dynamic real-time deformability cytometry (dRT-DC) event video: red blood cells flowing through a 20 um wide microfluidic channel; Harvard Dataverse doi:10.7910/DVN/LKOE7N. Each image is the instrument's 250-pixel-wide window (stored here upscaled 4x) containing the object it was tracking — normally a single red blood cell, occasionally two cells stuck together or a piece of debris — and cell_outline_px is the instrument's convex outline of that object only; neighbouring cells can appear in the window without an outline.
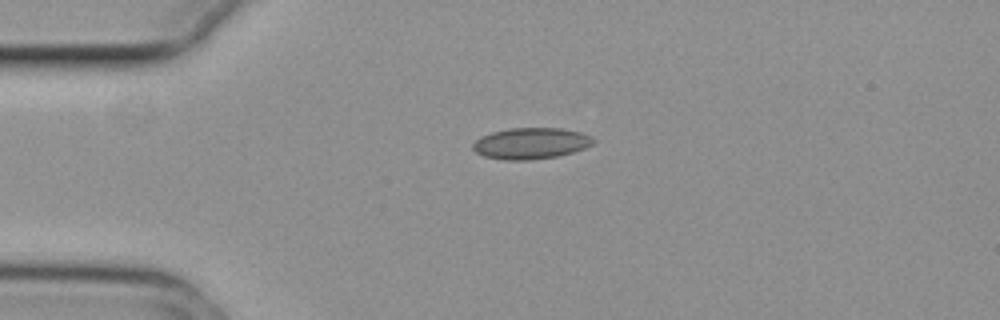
{"species": "common noctule bat (a hibernating species)", "species_latin": "Nyctalus noctula", "temperature_condition": "cold", "stored_images_in_passage": 43, "camera_frame_rate_fps": 3000, "um_per_image_px": 0.085, "animal": {"sex": "female", "body_mass_g": 29.2, "forearm_length_mm": 56.3}, "frame": {"image": 1, "passage_image": 1, "time_ms": 0.0, "image_size_px": [1000, 320], "cell_outline_px": [[596, 140], [592, 144], [584, 148], [560, 156], [528, 160], [504, 160], [484, 156], [476, 152], [472, 148], [472, 144], [480, 136], [492, 132], [508, 128], [560, 128], [580, 132], [592, 136]], "centroid_in_image_um": [45.12, 12.18], "position_along_channel_um": 39.9, "area_um2": 22.02}}
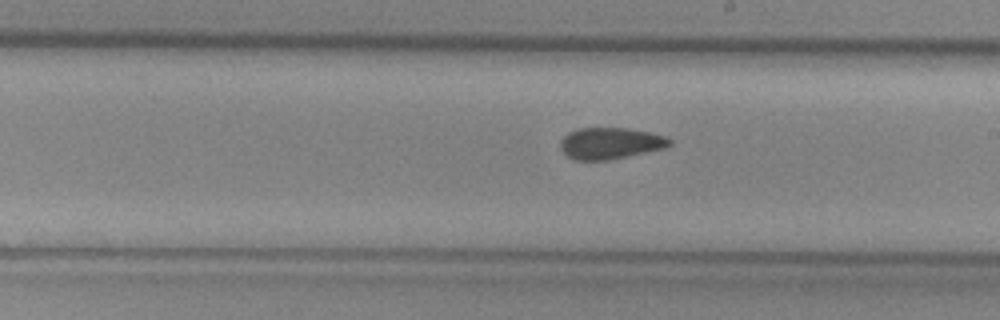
{"frame": {"image": 2, "passage_image": 19, "time_ms": 6.0, "image_size_px": [1000, 320], "cell_outline_px": [[672, 144], [664, 148], [608, 160], [572, 160], [560, 148], [560, 140], [568, 132], [580, 128], [628, 128], [648, 132], [664, 136], [672, 140]], "centroid_in_image_um": [51.85, 12.18], "position_along_channel_um": 237.2, "area_um2": 19.94}}
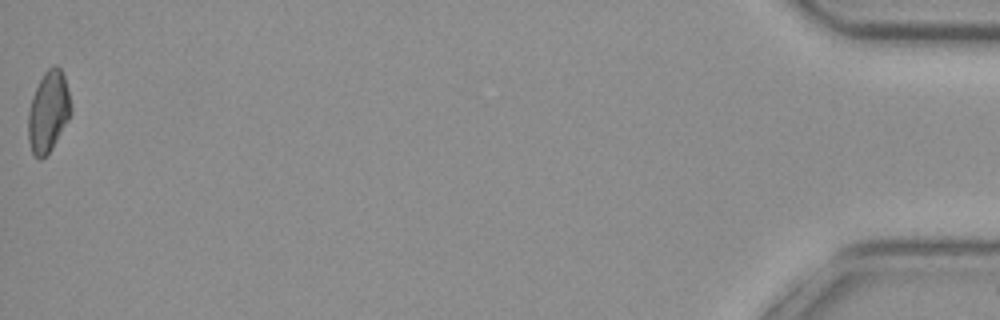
{"frame": {"image": 3, "passage_image": 43, "time_ms": 14.0, "image_size_px": [1000, 320], "cell_outline_px": [[72, 112], [68, 120], [52, 148], [40, 160], [32, 152], [28, 140], [28, 112], [32, 96], [44, 72], [52, 64], [56, 64], [60, 68], [64, 76], [72, 108]], "centroid_in_image_um": [4.11, 9.47], "position_along_channel_um": 431.1, "area_um2": 20.06}, "authors_computed_cell_mechanics": {"area_um2": 20.3456, "velocity_mm_per_s": 3.7369, "shape_relaxation_time_tau1_ms": null, "shape_relaxation_time_tau2_ms": 3.2246, "deformation_change_tau1": null, "deformation_change_tau2": 0.0891}}